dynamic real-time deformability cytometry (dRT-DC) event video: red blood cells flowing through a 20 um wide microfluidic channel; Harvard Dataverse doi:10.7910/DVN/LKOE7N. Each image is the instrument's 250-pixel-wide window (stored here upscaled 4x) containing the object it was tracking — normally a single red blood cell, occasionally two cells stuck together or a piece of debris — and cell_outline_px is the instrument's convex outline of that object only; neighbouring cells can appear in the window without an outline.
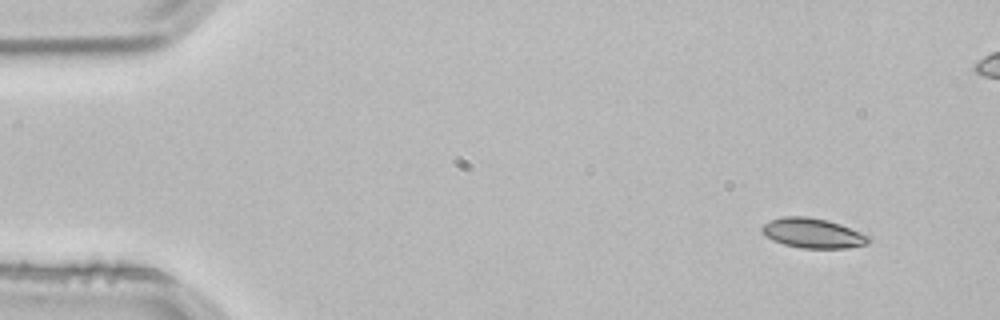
{"species": "common noctule bat (a hibernating species)", "species_latin": "Nyctalus noctula", "temperature_condition": "room temperature", "stored_images_in_passage": 20, "camera_frame_rate_fps": 3000, "um_per_image_px": 0.085, "animal": {"sex": "male", "body_mass_g": 21.5, "forearm_length_mm": 52.0}, "frame": {"image": 1, "passage_image": 1, "time_ms": 0.0, "image_size_px": [1000, 320], "cell_outline_px": [[872, 240], [868, 244], [848, 248], [804, 248], [784, 244], [772, 240], [764, 236], [760, 228], [768, 220], [780, 216], [808, 216], [828, 220], [840, 224], [872, 236]], "centroid_in_image_um": [69.1, 19.81], "position_along_channel_um": 15.9, "area_um2": 18.9}}
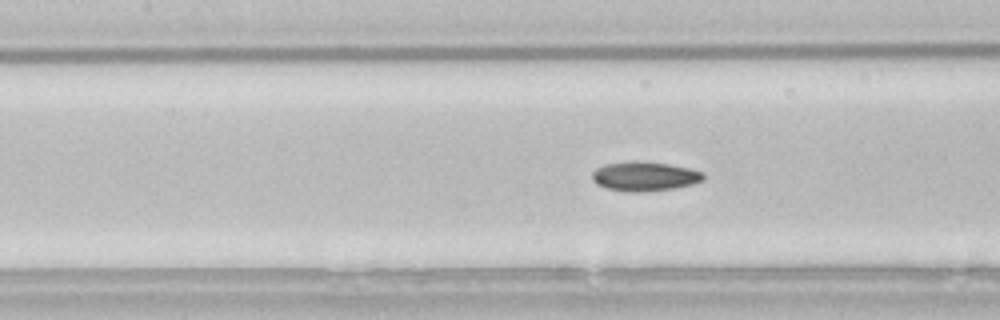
{"frame": {"image": 2, "passage_image": 20, "time_ms": 6.333, "image_size_px": [1000, 320], "cell_outline_px": [[704, 180], [692, 184], [672, 188], [640, 192], [628, 192], [608, 188], [596, 184], [592, 180], [592, 172], [596, 168], [604, 164], [632, 160], [636, 160], [668, 164], [692, 168], [704, 172]], "centroid_in_image_um": [54.78, 14.97], "position_along_channel_um": 152.6, "area_um2": 19.19}}